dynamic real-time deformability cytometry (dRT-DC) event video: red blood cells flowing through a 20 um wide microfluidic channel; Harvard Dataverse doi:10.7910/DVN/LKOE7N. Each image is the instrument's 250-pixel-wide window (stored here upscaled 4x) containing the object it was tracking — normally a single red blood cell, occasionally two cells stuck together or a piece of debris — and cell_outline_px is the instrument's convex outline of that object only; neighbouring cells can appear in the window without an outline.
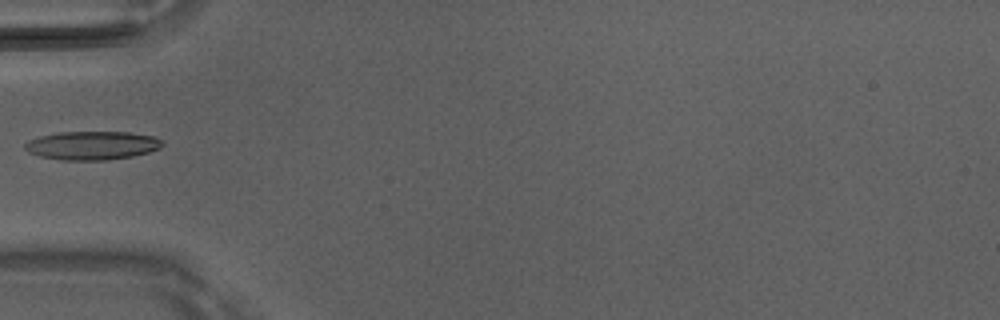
{"species": "Egyptian fruit bat (a non-hibernating species)", "species_latin": "Rousettus aegyptiacus", "temperature_condition": "room temperature", "stored_images_in_passage": 3, "camera_frame_rate_fps": 3000, "um_per_image_px": 0.085, "animal": {"sex": "male"}, "frame": {"image": 1, "passage_image": 2, "time_ms": 0.333, "image_size_px": [1000, 320], "cell_outline_px": [[164, 144], [160, 148], [148, 152], [132, 156], [108, 160], [60, 160], [40, 156], [28, 152], [24, 148], [24, 144], [28, 140], [40, 136], [60, 132], [128, 132], [156, 136]], "centroid_in_image_um": [7.82, 12.36], "position_along_channel_um": 77.2, "area_um2": 22.95}}